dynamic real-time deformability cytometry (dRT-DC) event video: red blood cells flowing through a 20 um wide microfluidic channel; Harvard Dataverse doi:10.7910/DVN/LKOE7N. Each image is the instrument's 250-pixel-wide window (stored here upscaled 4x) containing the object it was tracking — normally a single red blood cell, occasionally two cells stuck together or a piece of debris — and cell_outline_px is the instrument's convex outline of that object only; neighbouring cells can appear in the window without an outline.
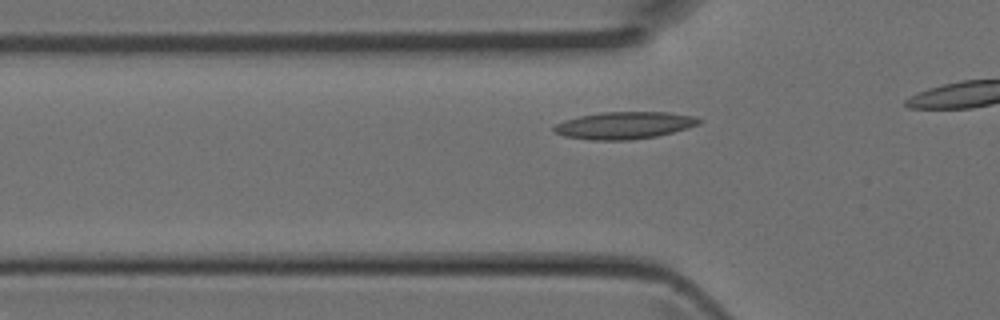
{"species": "Egyptian fruit bat (a non-hibernating species)", "species_latin": "Rousettus aegyptiacus", "temperature_condition": "room temperature", "stored_images_in_passage": 13, "camera_frame_rate_fps": 3000, "um_per_image_px": 0.085, "animal": {"sex": "female"}, "frame": {"image": 1, "passage_image": 8, "time_ms": 2.333, "image_size_px": [1000, 320], "cell_outline_px": [[704, 120], [700, 124], [688, 128], [656, 136], [632, 140], [592, 140], [564, 136], [552, 132], [552, 128], [556, 124], [564, 120], [580, 116], [600, 112], [668, 112], [696, 116]], "centroid_in_image_um": [53.08, 10.65], "position_along_channel_um": 72.7, "area_um2": 23.18}}
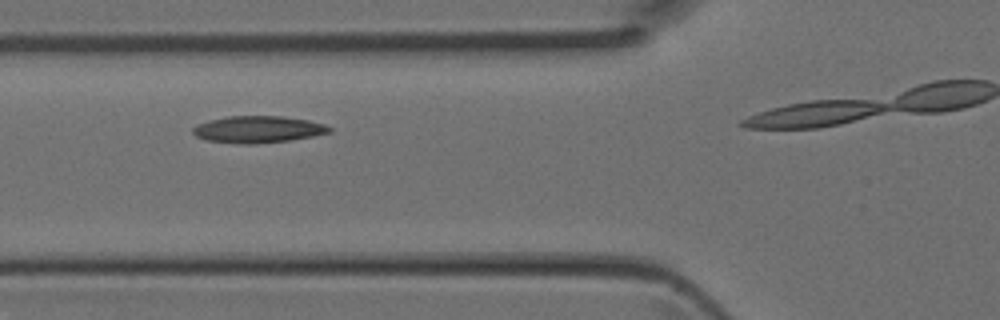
{"frame": {"image": 2, "passage_image": 10, "time_ms": 3.0, "image_size_px": [1000, 320], "cell_outline_px": [[332, 132], [312, 136], [288, 140], [252, 144], [240, 144], [204, 140], [196, 136], [192, 132], [192, 128], [196, 124], [228, 116], [280, 116], [308, 120], [324, 124], [332, 128]], "centroid_in_image_um": [21.91, 11.0], "position_along_channel_um": 103.9, "area_um2": 21.27}}